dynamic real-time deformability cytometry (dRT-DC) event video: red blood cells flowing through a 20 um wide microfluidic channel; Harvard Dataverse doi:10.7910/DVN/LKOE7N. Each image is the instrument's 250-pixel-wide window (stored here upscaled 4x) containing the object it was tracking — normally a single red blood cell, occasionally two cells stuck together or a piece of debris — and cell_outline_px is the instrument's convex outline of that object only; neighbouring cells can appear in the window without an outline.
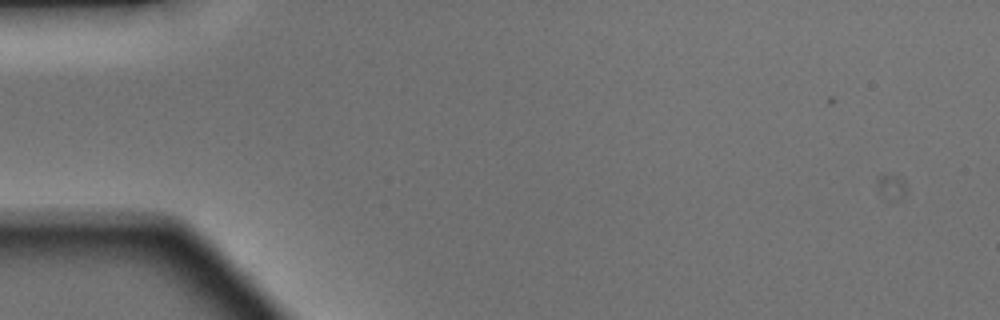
{"species": "Egyptian fruit bat (a non-hibernating species)", "species_latin": "Rousettus aegyptiacus", "temperature_condition": "warm", "stored_images_in_passage": 2, "camera_frame_rate_fps": 3000, "um_per_image_px": 0.085, "animal": {"sex": "male"}, "frame": {"image": 1, "passage_image": 1, "time_ms": 0.0, "image_size_px": [1000, 320], "cell_outline_px": [[240, 284], [236, 284], [128, 228], [144, 224], [172, 228], [184, 232], [192, 236], [224, 260]], "centroid_in_image_um": [15.88, 21.12], "position_along_channel_um": 69.1, "area_um2": 13.87}}